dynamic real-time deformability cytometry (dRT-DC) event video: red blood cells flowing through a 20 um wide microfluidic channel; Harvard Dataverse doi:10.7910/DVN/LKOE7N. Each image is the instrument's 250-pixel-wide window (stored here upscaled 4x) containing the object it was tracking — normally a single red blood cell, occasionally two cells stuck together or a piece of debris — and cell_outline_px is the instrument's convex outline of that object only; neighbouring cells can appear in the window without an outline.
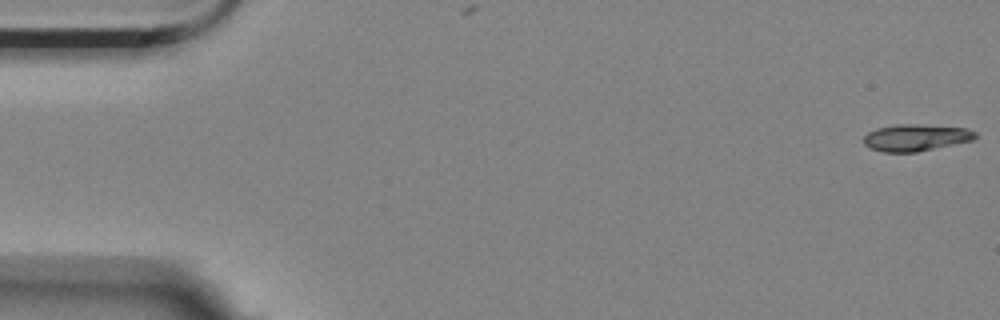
{"species": "Egyptian fruit bat (a non-hibernating species)", "species_latin": "Rousettus aegyptiacus", "temperature_condition": "room temperature", "stored_images_in_passage": 57, "camera_frame_rate_fps": 3000, "um_per_image_px": 0.085, "animal": {"sex": "female"}, "frame": {"image": 1, "passage_image": 1, "time_ms": 0.0, "image_size_px": [1000, 320], "cell_outline_px": [[976, 136], [972, 140], [916, 152], [884, 152], [872, 148], [864, 144], [864, 136], [868, 132], [876, 128], [896, 124], [912, 124], [968, 128], [976, 132]], "centroid_in_image_um": [77.83, 11.69], "position_along_channel_um": 7.2, "area_um2": 17.22}}
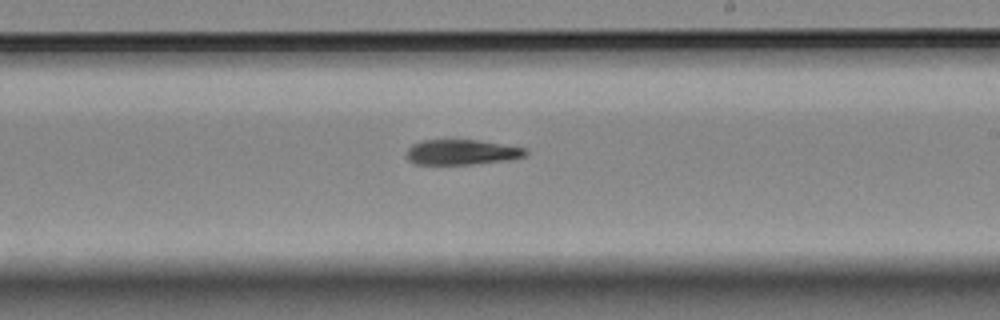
{"frame": {"image": 2, "passage_image": 33, "time_ms": 10.667, "image_size_px": [1000, 320], "cell_outline_px": [[528, 152], [524, 156], [508, 160], [468, 164], [416, 164], [408, 160], [408, 148], [412, 144], [420, 140], [480, 140], [524, 148]], "centroid_in_image_um": [39.23, 12.93], "position_along_channel_um": 249.8, "area_um2": 17.28}}
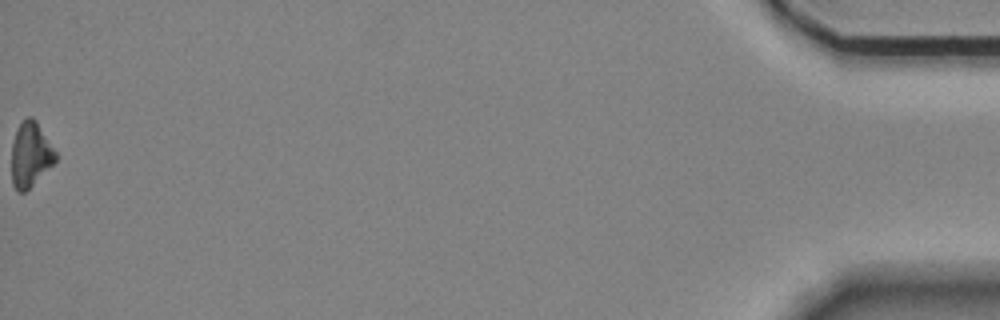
{"frame": {"image": 3, "passage_image": 57, "time_ms": 18.667, "image_size_px": [1000, 320], "cell_outline_px": [[56, 160], [24, 192], [16, 192], [12, 184], [12, 144], [16, 132], [20, 124], [28, 116], [32, 116], [36, 120], [56, 152]], "centroid_in_image_um": [2.57, 13.13], "position_along_channel_um": 432.6, "area_um2": 16.18}, "authors_computed_cell_mechanics": {"area_um2": 17.9758, "velocity_mm_per_s": 3.5294, "shape_relaxation_time_tau1_ms": 5.7088, "shape_relaxation_time_tau2_ms": null, "deformation_change_tau1": 0.1749, "deformation_change_tau2": null}}